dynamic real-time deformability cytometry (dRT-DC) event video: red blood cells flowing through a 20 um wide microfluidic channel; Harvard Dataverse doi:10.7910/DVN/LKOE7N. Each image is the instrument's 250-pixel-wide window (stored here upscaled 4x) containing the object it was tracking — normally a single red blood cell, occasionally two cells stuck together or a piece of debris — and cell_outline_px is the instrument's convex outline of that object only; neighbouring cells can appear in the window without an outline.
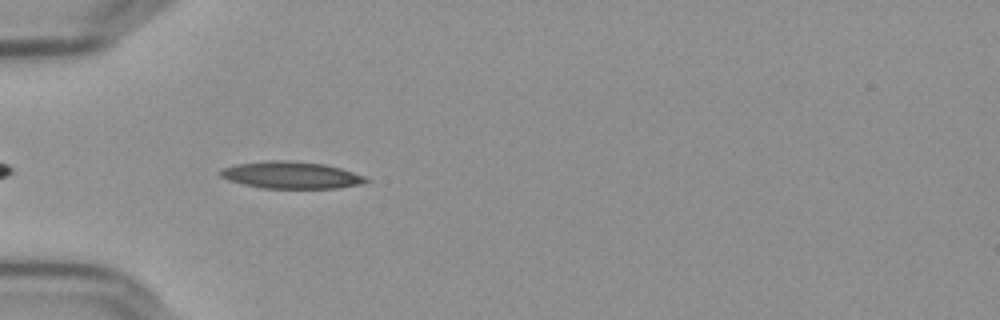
{"species": "Egyptian fruit bat (a non-hibernating species)", "species_latin": "Rousettus aegyptiacus", "temperature_condition": "cold", "stored_images_in_passage": 42, "camera_frame_rate_fps": 3000, "um_per_image_px": 0.085, "frame": {"image": 1, "passage_image": 4, "time_ms": 1.0, "image_size_px": [1000, 320], "cell_outline_px": [[368, 180], [360, 184], [336, 188], [264, 188], [244, 184], [228, 180], [220, 176], [216, 172], [224, 168], [236, 164], [268, 160], [288, 160], [324, 164], [340, 168], [364, 176]], "centroid_in_image_um": [24.69, 14.87], "position_along_channel_um": 60.3, "area_um2": 22.72}}
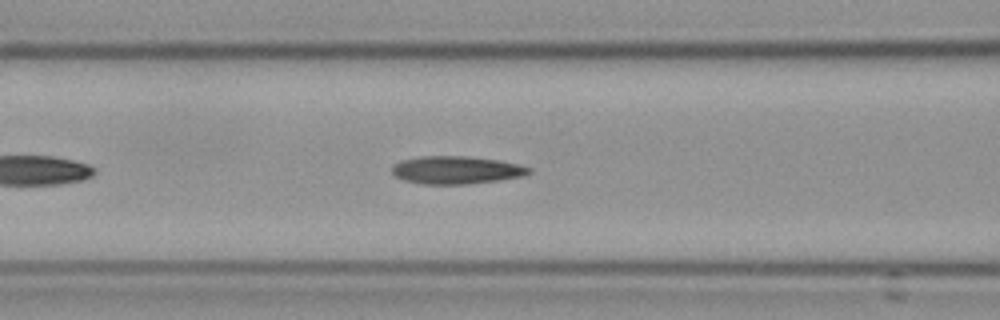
{"frame": {"image": 2, "passage_image": 10, "time_ms": 3.0, "image_size_px": [1000, 320], "cell_outline_px": [[532, 172], [524, 176], [468, 184], [420, 184], [404, 180], [396, 176], [392, 172], [392, 164], [400, 160], [420, 156], [468, 156], [496, 160], [516, 164], [532, 168]], "centroid_in_image_um": [38.74, 14.45], "position_along_channel_um": 127.9, "area_um2": 22.2}}
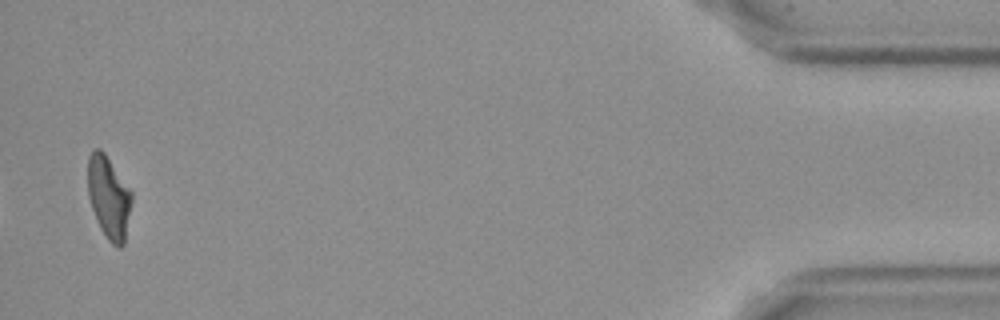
{"frame": {"image": 3, "passage_image": 41, "time_ms": 13.333, "image_size_px": [1000, 320], "cell_outline_px": [[132, 200], [124, 244], [120, 248], [116, 248], [108, 240], [100, 228], [92, 208], [88, 196], [88, 156], [96, 148], [100, 148], [104, 152], [132, 192]], "centroid_in_image_um": [9.25, 16.79], "position_along_channel_um": 426.0, "area_um2": 20.98}, "authors_computed_cell_mechanics": {"area_um2": 21.7328, "velocity_mm_per_s": 3.6556, "shape_relaxation_time_tau1_ms": null, "shape_relaxation_time_tau2_ms": 2.8634, "deformation_change_tau1": null, "deformation_change_tau2": 0.1165}}